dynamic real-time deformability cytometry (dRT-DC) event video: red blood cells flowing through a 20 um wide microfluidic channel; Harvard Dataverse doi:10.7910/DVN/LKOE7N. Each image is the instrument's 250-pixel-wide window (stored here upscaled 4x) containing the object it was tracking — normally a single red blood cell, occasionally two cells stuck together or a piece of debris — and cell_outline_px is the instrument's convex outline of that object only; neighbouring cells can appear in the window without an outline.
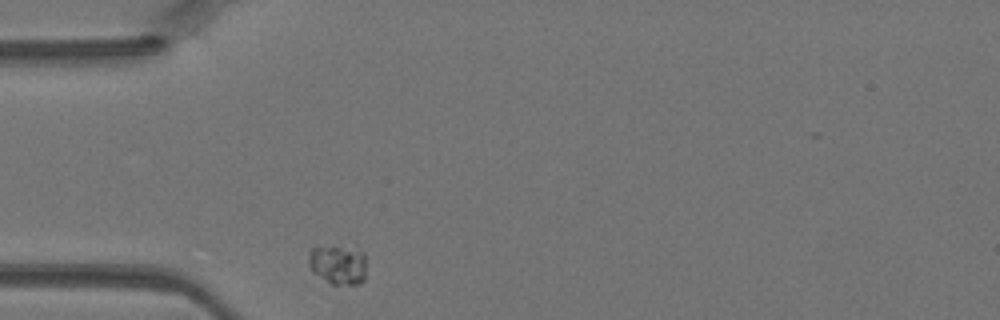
{"species": "Egyptian fruit bat (a non-hibernating species)", "species_latin": "Rousettus aegyptiacus", "temperature_condition": "warm", "stored_images_in_passage": 15, "camera_frame_rate_fps": 3000, "um_per_image_px": 0.085, "animal": {"sex": "female"}, "frame": {"image": 1, "passage_image": 1, "time_ms": 0.0, "image_size_px": [1000, 320], "cell_outline_px": [[364, 280], [360, 284], [332, 284], [312, 272], [308, 264], [308, 252], [312, 248], [352, 240], [364, 252]], "centroid_in_image_um": [28.75, 22.35], "position_along_channel_um": 56.2, "area_um2": 14.45}}
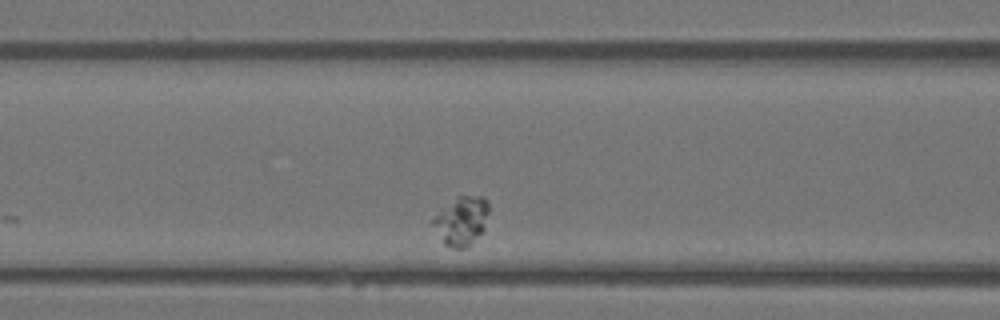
{"frame": {"image": 2, "passage_image": 7, "time_ms": 2.0, "image_size_px": [1000, 320], "cell_outline_px": [[488, 212], [484, 228], [464, 248], [452, 248], [444, 244], [432, 224], [432, 220], [440, 208], [456, 196], [484, 196], [488, 200]], "centroid_in_image_um": [39.2, 18.72], "position_along_channel_um": 127.4, "area_um2": 15.66}}
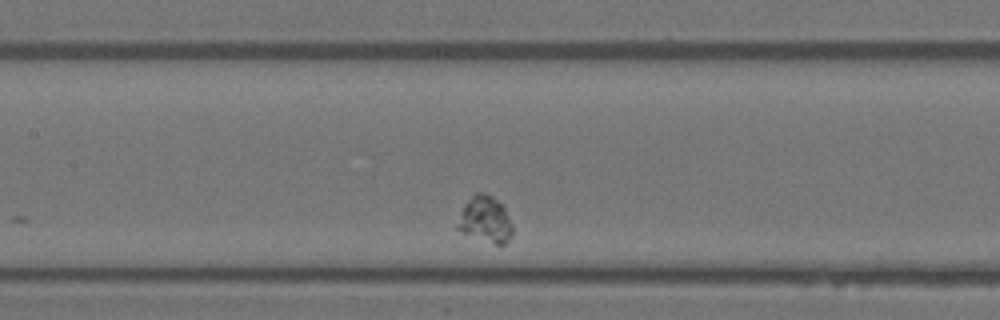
{"frame": {"image": 3, "passage_image": 10, "time_ms": 3.0, "image_size_px": [1000, 320], "cell_outline_px": [[512, 236], [504, 244], [496, 244], [464, 232], [456, 228], [456, 224], [460, 212], [464, 204], [476, 192], [484, 192], [492, 196], [504, 204], [512, 224]], "centroid_in_image_um": [41.27, 18.61], "position_along_channel_um": 166.1, "area_um2": 14.8}}